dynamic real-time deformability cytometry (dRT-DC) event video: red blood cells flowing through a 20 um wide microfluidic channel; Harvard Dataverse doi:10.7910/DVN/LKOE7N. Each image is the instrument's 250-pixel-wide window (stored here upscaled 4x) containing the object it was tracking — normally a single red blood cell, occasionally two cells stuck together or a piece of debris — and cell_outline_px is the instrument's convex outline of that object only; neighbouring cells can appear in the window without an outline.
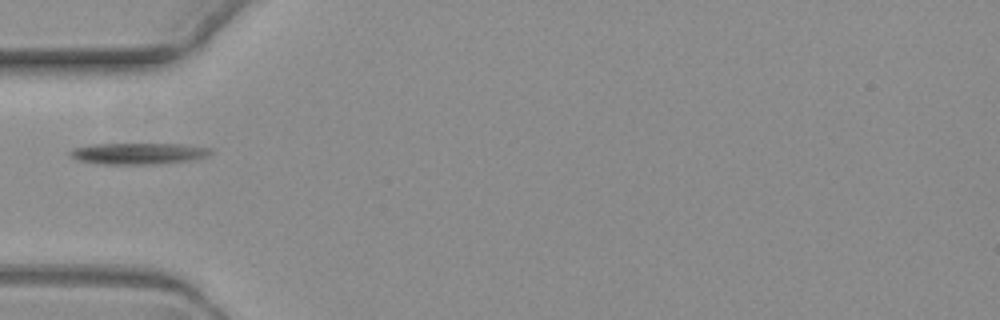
{"species": "common noctule bat (a hibernating species)", "species_latin": "Nyctalus noctula", "temperature_condition": "warm", "stored_images_in_passage": 9, "camera_frame_rate_fps": 3000, "um_per_image_px": 0.085, "animal": {"sex": "female", "body_mass_g": 19.3, "forearm_length_mm": 54.1}, "frame": {"image": 1, "passage_image": 1, "time_ms": 0.0, "image_size_px": [1000, 320], "cell_outline_px": [[212, 152], [204, 156], [188, 160], [160, 164], [100, 164], [76, 160], [68, 152], [72, 148], [92, 144], [180, 144], [212, 148]], "centroid_in_image_um": [11.7, 13.05], "position_along_channel_um": 73.3, "area_um2": 17.4}}
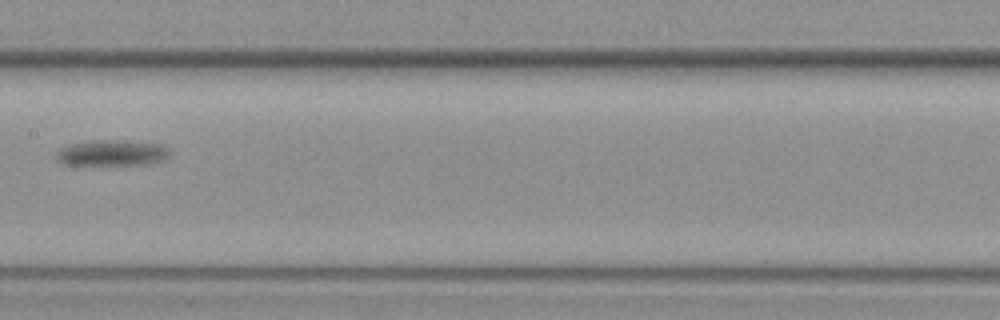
{"frame": {"image": 2, "passage_image": 4, "time_ms": 3.667, "image_size_px": [1000, 320], "cell_outline_px": [[168, 152], [164, 160], [156, 164], [76, 168], [60, 164], [56, 160], [56, 152], [60, 148], [72, 144], [88, 140], [124, 140], [160, 144], [168, 148]], "centroid_in_image_um": [9.41, 13.07], "position_along_channel_um": 198.0, "area_um2": 18.5}}
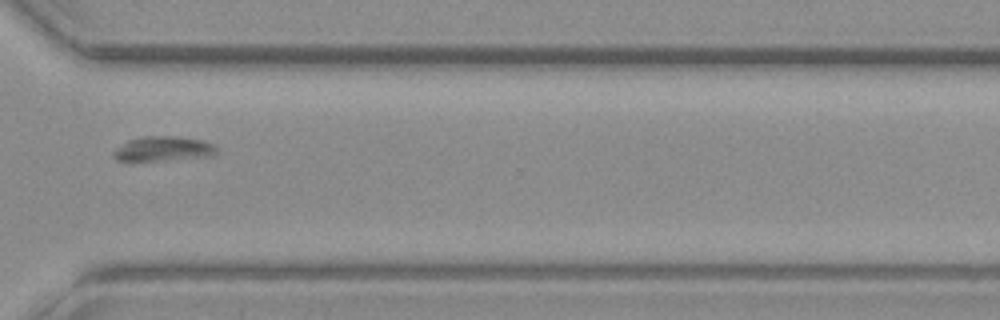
{"frame": {"image": 3, "passage_image": 8, "time_ms": 8.333, "image_size_px": [1000, 320], "cell_outline_px": [[216, 152], [212, 156], [132, 164], [116, 160], [112, 156], [112, 152], [128, 140], [148, 136], [172, 136], [200, 140], [212, 144], [216, 148]], "centroid_in_image_um": [13.77, 12.71], "position_along_channel_um": 356.8, "area_um2": 15.37}}